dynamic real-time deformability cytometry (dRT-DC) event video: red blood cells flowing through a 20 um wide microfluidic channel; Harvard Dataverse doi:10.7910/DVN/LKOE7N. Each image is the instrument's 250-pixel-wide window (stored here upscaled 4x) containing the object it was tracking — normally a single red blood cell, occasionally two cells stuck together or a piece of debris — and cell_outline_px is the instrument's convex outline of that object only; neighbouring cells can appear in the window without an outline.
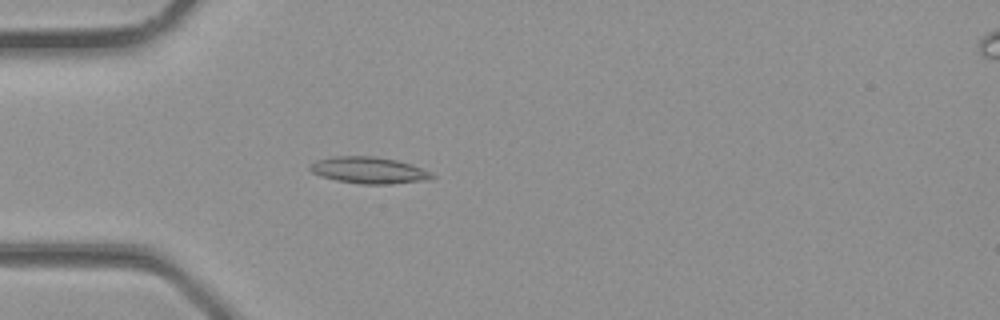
{"species": "common noctule bat (a hibernating species)", "species_latin": "Nyctalus noctula", "temperature_condition": "room temperature", "stored_images_in_passage": 27, "camera_frame_rate_fps": 3000, "um_per_image_px": 0.085, "animal": {"sex": "male", "body_mass_g": 23.1, "forearm_length_mm": 52.7}, "frame": {"image": 1, "passage_image": 3, "time_ms": 0.667, "image_size_px": [1000, 320], "cell_outline_px": [[436, 176], [432, 180], [392, 184], [360, 184], [336, 180], [320, 176], [312, 172], [308, 168], [308, 164], [316, 160], [332, 156], [376, 156], [396, 160], [412, 164], [432, 172]], "centroid_in_image_um": [31.38, 14.47], "position_along_channel_um": 53.6, "area_um2": 19.31}}
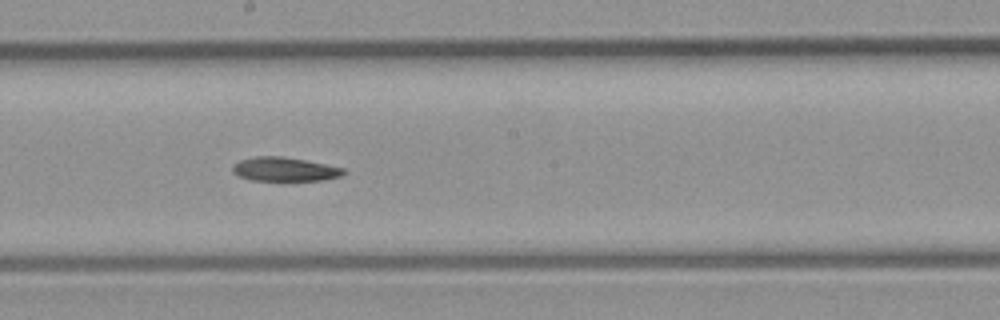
{"frame": {"image": 2, "passage_image": 12, "time_ms": 3.667, "image_size_px": [1000, 320], "cell_outline_px": [[348, 172], [340, 176], [324, 180], [252, 180], [240, 176], [232, 172], [232, 164], [240, 160], [256, 156], [280, 156], [304, 160], [344, 168]], "centroid_in_image_um": [24.18, 14.38], "position_along_channel_um": 224.0, "area_um2": 15.37}}
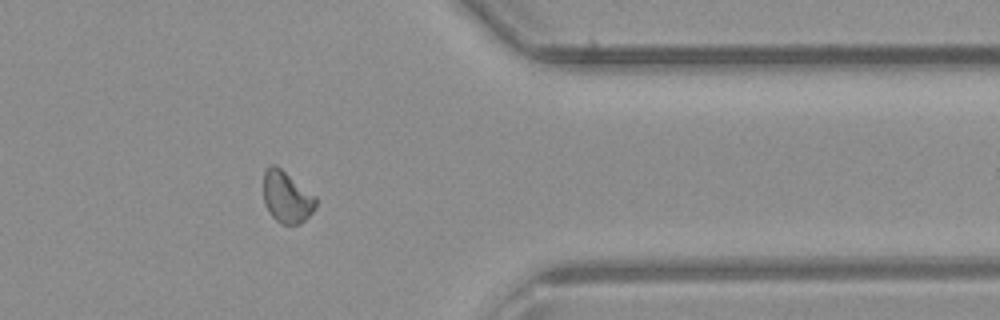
{"frame": {"image": 3, "passage_image": 21, "time_ms": 6.667, "image_size_px": [1000, 320], "cell_outline_px": [[316, 204], [312, 212], [300, 224], [284, 224], [276, 220], [272, 216], [264, 204], [264, 172], [268, 164], [276, 164], [316, 196]], "centroid_in_image_um": [24.36, 16.72], "position_along_channel_um": 387.0, "area_um2": 15.72}}